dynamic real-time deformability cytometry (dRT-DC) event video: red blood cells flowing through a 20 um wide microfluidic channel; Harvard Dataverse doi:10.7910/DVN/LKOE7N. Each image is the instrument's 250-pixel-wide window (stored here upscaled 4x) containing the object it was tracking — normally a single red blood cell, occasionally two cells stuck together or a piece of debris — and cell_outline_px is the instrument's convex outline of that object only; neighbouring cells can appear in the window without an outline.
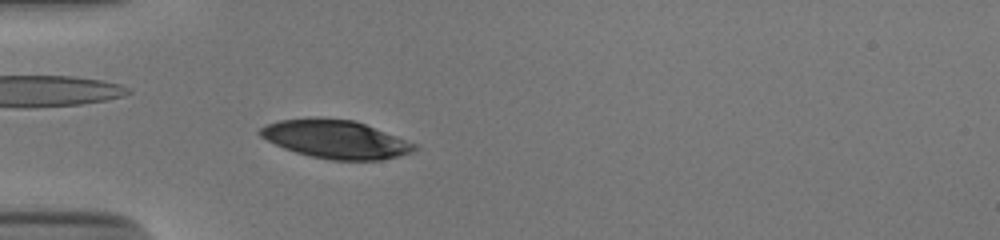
{"species": "human", "species_latin": "Homo sapiens", "temperature_condition": "cold", "stored_images_in_passage": 45, "camera_frame_rate_fps": 3000, "um_per_image_px": 0.085, "donor": {"sex": "male"}, "frame": {"image": 1, "passage_image": 16, "time_ms": 5.0, "image_size_px": [1000, 240], "cell_outline_px": [[420, 148], [412, 152], [400, 156], [380, 160], [332, 160], [312, 156], [296, 152], [284, 148], [260, 136], [260, 128], [268, 124], [280, 120], [352, 120], [364, 124], [396, 136], [416, 144]], "centroid_in_image_um": [28.6, 11.88], "position_along_channel_um": 56.4, "area_um2": 33.23}}
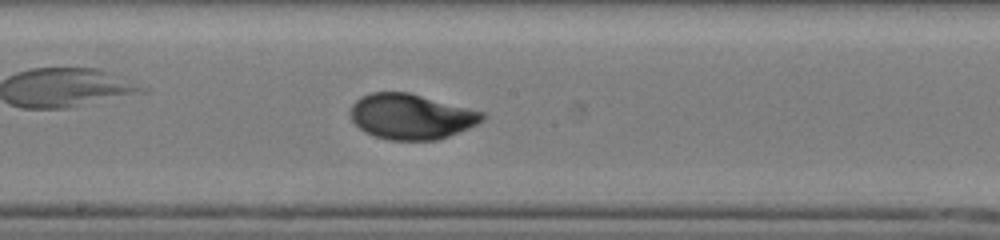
{"frame": {"image": 2, "passage_image": 29, "time_ms": 9.333, "image_size_px": [1000, 240], "cell_outline_px": [[488, 116], [484, 120], [468, 128], [448, 136], [436, 140], [388, 140], [364, 132], [352, 120], [352, 104], [360, 96], [372, 92], [408, 92], [484, 112]], "centroid_in_image_um": [34.96, 9.9], "position_along_channel_um": 213.2, "area_um2": 34.68}}
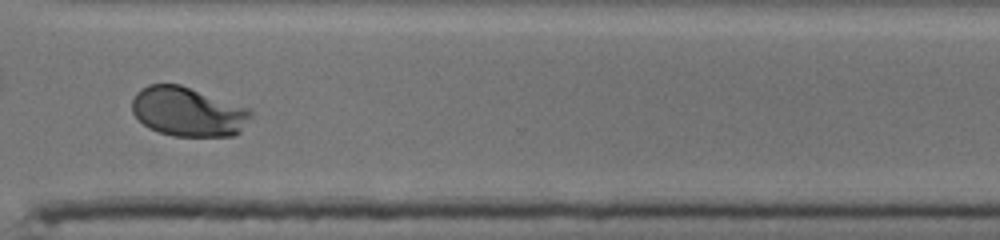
{"frame": {"image": 3, "passage_image": 40, "time_ms": 13.0, "image_size_px": [1000, 240], "cell_outline_px": [[252, 116], [240, 132], [236, 136], [172, 136], [148, 128], [132, 112], [132, 100], [136, 92], [140, 88], [148, 84], [180, 84], [252, 108]], "centroid_in_image_um": [16.01, 9.49], "position_along_channel_um": 354.6, "area_um2": 34.56}, "authors_computed_cell_mechanics": {"area_um2": 34.4488, "velocity_mm_per_s": 3.8378, "shape_relaxation_time_tau1_ms": 3.7085, "shape_relaxation_time_tau2_ms": null, "deformation_change_tau1": 0.1595, "deformation_change_tau2": null}}